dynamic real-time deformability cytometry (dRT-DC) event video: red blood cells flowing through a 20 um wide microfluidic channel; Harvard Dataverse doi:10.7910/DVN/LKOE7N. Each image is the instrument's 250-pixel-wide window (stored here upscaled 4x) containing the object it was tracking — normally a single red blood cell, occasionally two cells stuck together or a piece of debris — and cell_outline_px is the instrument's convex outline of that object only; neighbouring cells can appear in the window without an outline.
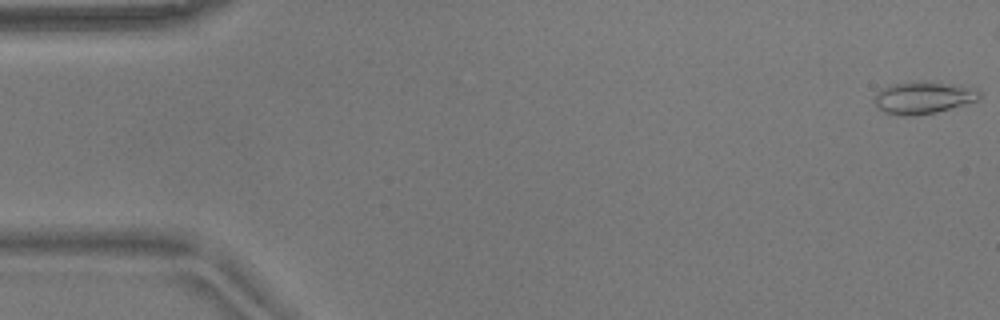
{"species": "common noctule bat (a hibernating species)", "species_latin": "Nyctalus noctula", "temperature_condition": "warm", "stored_images_in_passage": 48, "camera_frame_rate_fps": 3000, "um_per_image_px": 0.085, "animal": {"sex": "male", "body_mass_g": 17.9}, "frame": {"image": 1, "passage_image": 1, "time_ms": 0.0, "image_size_px": [1000, 320], "cell_outline_px": [[980, 96], [976, 100], [964, 104], [936, 112], [916, 116], [896, 116], [884, 112], [876, 108], [872, 100], [876, 92], [892, 84], [932, 80], [980, 92]], "centroid_in_image_um": [78.33, 8.33], "position_along_channel_um": 6.7, "area_um2": 19.54}}
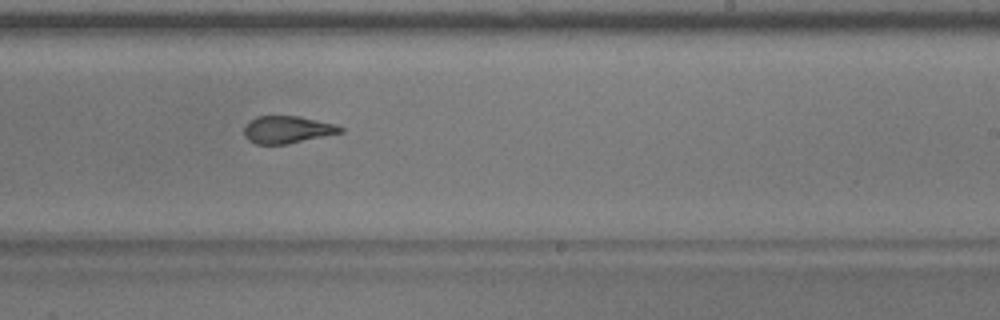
{"frame": {"image": 2, "passage_image": 33, "time_ms": 10.667, "image_size_px": [1000, 320], "cell_outline_px": [[344, 132], [284, 144], [256, 144], [248, 140], [244, 136], [244, 124], [248, 120], [256, 116], [300, 116], [336, 124], [344, 128]], "centroid_in_image_um": [24.39, 11.0], "position_along_channel_um": 264.6, "area_um2": 15.43}}
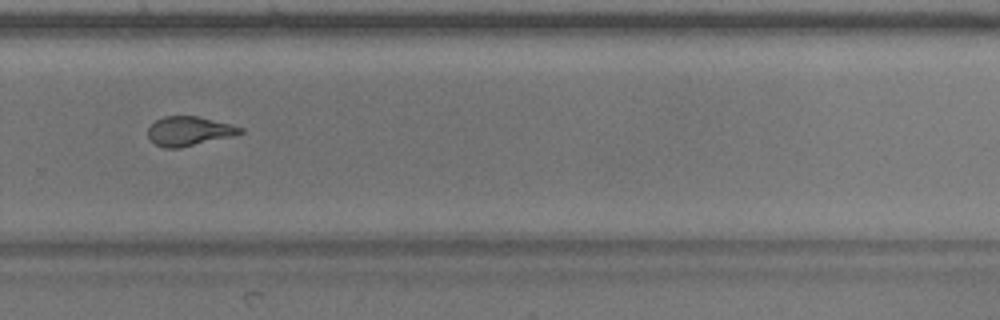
{"frame": {"image": 3, "passage_image": 37, "time_ms": 12.0, "image_size_px": [1000, 320], "cell_outline_px": [[244, 132], [180, 148], [164, 148], [156, 144], [148, 136], [148, 128], [156, 120], [164, 116], [196, 116], [232, 124], [244, 128]], "centroid_in_image_um": [16.05, 11.13], "position_along_channel_um": 313.7, "area_um2": 15.43}, "authors_computed_cell_mechanics": {"area_um2": 16.9354, "velocity_mm_per_s": 3.7033, "shape_relaxation_time_tau1_ms": null, "shape_relaxation_time_tau2_ms": 1.8344, "deformation_change_tau1": null, "deformation_change_tau2": 0.0998}}